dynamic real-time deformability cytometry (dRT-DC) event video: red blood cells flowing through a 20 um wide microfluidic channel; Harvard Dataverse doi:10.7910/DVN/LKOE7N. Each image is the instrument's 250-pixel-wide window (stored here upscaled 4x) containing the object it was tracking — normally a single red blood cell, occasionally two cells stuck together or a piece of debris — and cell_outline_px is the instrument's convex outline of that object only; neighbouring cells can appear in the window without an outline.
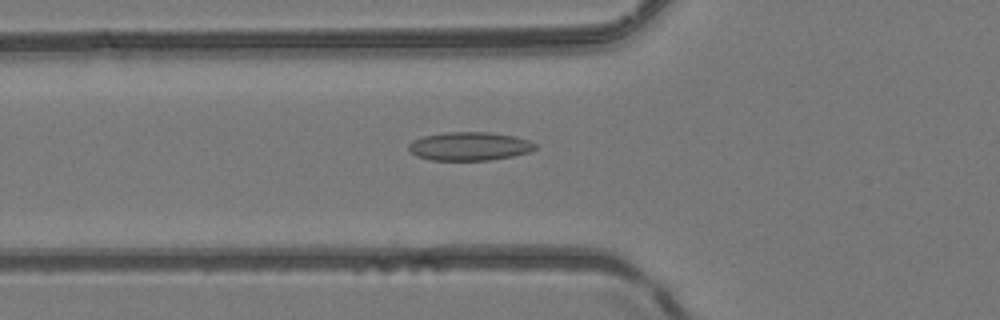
{"species": "common noctule bat (a hibernating species)", "species_latin": "Nyctalus noctula", "temperature_condition": "room temperature", "stored_images_in_passage": 51, "camera_frame_rate_fps": 3000, "um_per_image_px": 0.085, "animal": {"sex": "female", "body_mass_g": 24.6, "forearm_length_mm": 56.2}, "frame": {"image": 1, "passage_image": 19, "time_ms": 6.0, "image_size_px": [1000, 320], "cell_outline_px": [[536, 148], [528, 152], [512, 156], [492, 160], [432, 160], [416, 156], [408, 148], [408, 144], [424, 136], [444, 132], [488, 132], [512, 136], [528, 140], [536, 144]], "centroid_in_image_um": [39.9, 12.43], "position_along_channel_um": 85.9, "area_um2": 20.81}}
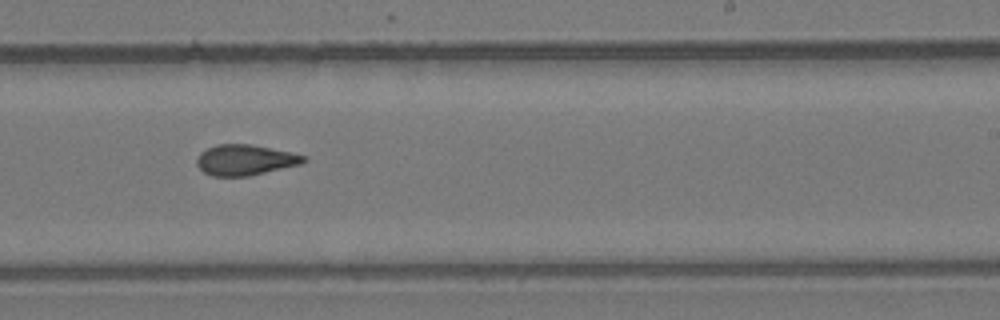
{"frame": {"image": 2, "passage_image": 32, "time_ms": 10.333, "image_size_px": [1000, 320], "cell_outline_px": [[308, 160], [300, 164], [248, 176], [212, 176], [204, 172], [196, 164], [196, 160], [200, 152], [216, 144], [252, 144], [292, 152], [308, 156]], "centroid_in_image_um": [20.85, 13.58], "position_along_channel_um": 268.2, "area_um2": 19.13}}
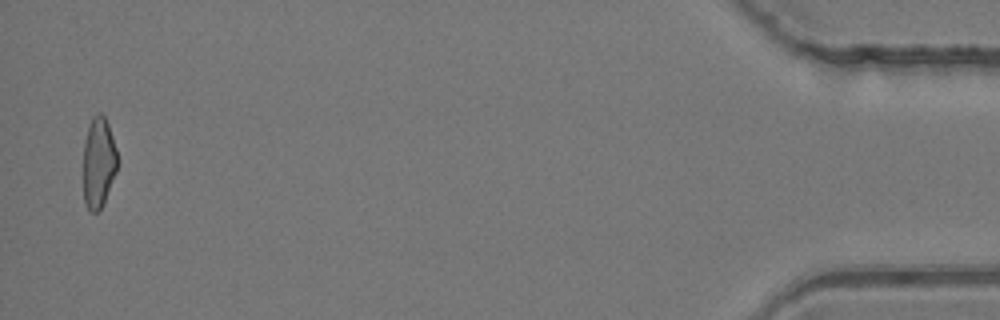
{"frame": {"image": 3, "passage_image": 50, "time_ms": 16.333, "image_size_px": [1000, 320], "cell_outline_px": [[116, 172], [104, 204], [96, 212], [92, 212], [84, 204], [84, 140], [92, 116], [96, 112], [100, 112], [104, 116], [108, 124], [116, 148]], "centroid_in_image_um": [8.37, 13.81], "position_along_channel_um": 426.8, "area_um2": 17.92}, "authors_computed_cell_mechanics": {"area_um2": 19.5364, "velocity_mm_per_s": 4.1817, "shape_relaxation_time_tau1_ms": null, "shape_relaxation_time_tau2_ms": 3.1686, "deformation_change_tau1": null, "deformation_change_tau2": 0.1074}}